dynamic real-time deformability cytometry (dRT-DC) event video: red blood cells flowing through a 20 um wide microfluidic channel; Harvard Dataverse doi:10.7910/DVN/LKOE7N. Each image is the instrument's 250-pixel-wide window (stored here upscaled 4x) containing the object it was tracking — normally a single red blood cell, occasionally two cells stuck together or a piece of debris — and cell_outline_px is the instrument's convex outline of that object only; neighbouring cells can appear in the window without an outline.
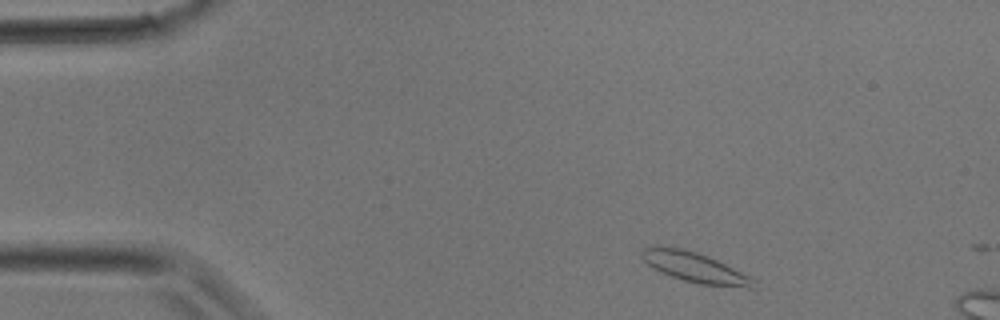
{"species": "common noctule bat (a hibernating species)", "species_latin": "Nyctalus noctula", "temperature_condition": "room temperature", "stored_images_in_passage": 6, "camera_frame_rate_fps": 3000, "um_per_image_px": 0.085, "animal": {"sex": "male", "body_mass_g": 17.9}, "frame": {"image": 1, "passage_image": 2, "time_ms": 0.333, "image_size_px": [1000, 320], "cell_outline_px": [[756, 288], [748, 288], [700, 284], [684, 280], [672, 276], [652, 268], [640, 256], [640, 252], [644, 248], [680, 248], [696, 252], [708, 256], [756, 280]], "centroid_in_image_um": [59.09, 22.76], "position_along_channel_um": 25.9, "area_um2": 18.96}}